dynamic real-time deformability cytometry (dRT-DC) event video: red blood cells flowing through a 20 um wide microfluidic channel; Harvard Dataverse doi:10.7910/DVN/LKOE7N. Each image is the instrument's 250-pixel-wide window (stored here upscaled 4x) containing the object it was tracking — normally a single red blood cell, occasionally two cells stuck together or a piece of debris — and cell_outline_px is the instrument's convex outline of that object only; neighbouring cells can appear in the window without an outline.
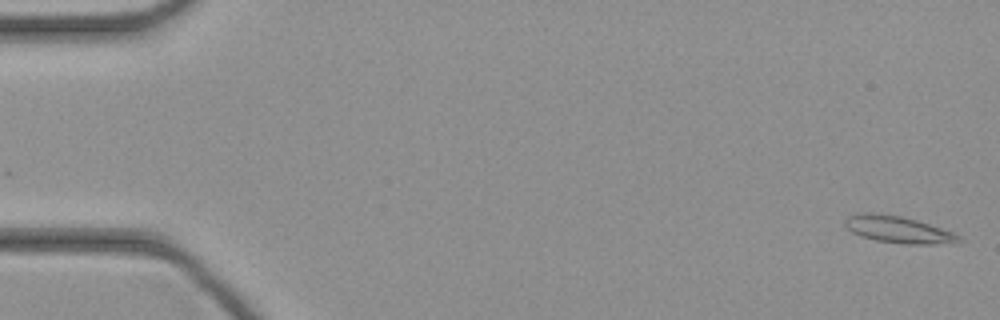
{"species": "common noctule bat (a hibernating species)", "species_latin": "Nyctalus noctula", "temperature_condition": "cold", "stored_images_in_passage": 47, "camera_frame_rate_fps": 3000, "um_per_image_px": 0.085, "animal": {"sex": "female", "body_mass_g": 21.9}, "frame": {"image": 1, "passage_image": 1, "time_ms": 0.0, "image_size_px": [1000, 320], "cell_outline_px": [[964, 240], [932, 244], [904, 244], [876, 240], [860, 236], [852, 232], [844, 224], [844, 220], [848, 216], [856, 212], [872, 212], [900, 216], [916, 220], [952, 232], [960, 236]], "centroid_in_image_um": [76.26, 19.49], "position_along_channel_um": 8.7, "area_um2": 17.63}}
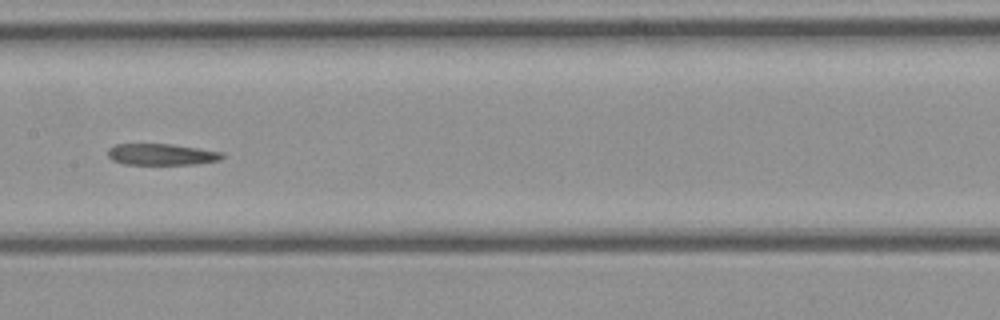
{"frame": {"image": 2, "passage_image": 23, "time_ms": 7.333, "image_size_px": [1000, 320], "cell_outline_px": [[224, 156], [220, 160], [196, 164], [124, 164], [112, 160], [108, 156], [108, 148], [116, 144], [172, 144], [200, 148], [224, 152]], "centroid_in_image_um": [13.75, 13.12], "position_along_channel_um": 193.6, "area_um2": 14.33}}
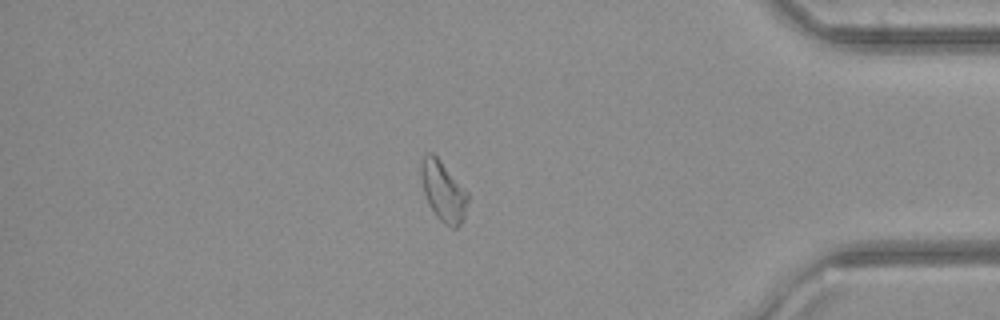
{"frame": {"image": 3, "passage_image": 39, "time_ms": 12.667, "image_size_px": [1000, 320], "cell_outline_px": [[468, 200], [464, 216], [460, 224], [456, 228], [452, 228], [444, 224], [436, 216], [428, 204], [424, 192], [420, 176], [420, 168], [424, 156], [428, 152], [432, 152], [440, 160], [468, 192]], "centroid_in_image_um": [37.67, 16.26], "position_along_channel_um": 397.5, "area_um2": 16.3}}